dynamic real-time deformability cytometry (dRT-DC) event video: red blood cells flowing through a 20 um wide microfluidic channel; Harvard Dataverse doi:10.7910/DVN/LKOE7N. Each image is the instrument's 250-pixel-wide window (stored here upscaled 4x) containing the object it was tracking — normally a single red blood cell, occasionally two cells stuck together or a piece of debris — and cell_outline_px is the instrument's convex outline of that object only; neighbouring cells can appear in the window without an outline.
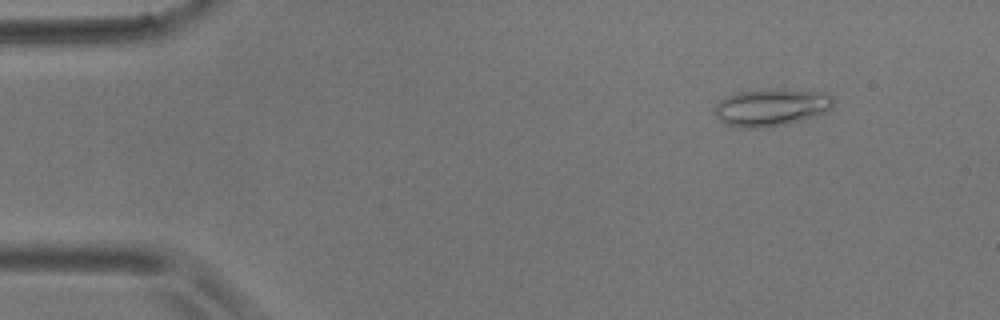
{"species": "common noctule bat (a hibernating species)", "species_latin": "Nyctalus noctula", "temperature_condition": "room temperature", "stored_images_in_passage": 5, "camera_frame_rate_fps": 3000, "um_per_image_px": 0.085, "animal": {"sex": "male", "body_mass_g": 17.9}, "frame": {"image": 1, "passage_image": 2, "time_ms": 1.333, "image_size_px": [1000, 320], "cell_outline_px": [[832, 108], [828, 112], [804, 120], [784, 124], [760, 128], [744, 128], [724, 124], [716, 116], [712, 108], [720, 100], [728, 96], [740, 92], [828, 92], [832, 96]], "centroid_in_image_um": [65.54, 9.19], "position_along_channel_um": 19.5, "area_um2": 24.91}}